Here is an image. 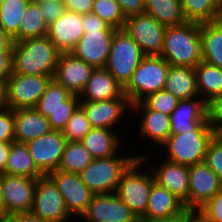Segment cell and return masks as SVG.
<instances>
[{"instance_id": "obj_26", "label": "cell", "mask_w": 222, "mask_h": 222, "mask_svg": "<svg viewBox=\"0 0 222 222\" xmlns=\"http://www.w3.org/2000/svg\"><path fill=\"white\" fill-rule=\"evenodd\" d=\"M120 132L105 128H92L81 142L94 159L115 156L120 151H124L121 149L125 143L122 138L124 134Z\"/></svg>"}, {"instance_id": "obj_44", "label": "cell", "mask_w": 222, "mask_h": 222, "mask_svg": "<svg viewBox=\"0 0 222 222\" xmlns=\"http://www.w3.org/2000/svg\"><path fill=\"white\" fill-rule=\"evenodd\" d=\"M39 7L41 9L44 20L49 26L53 23L62 13L65 11V7L62 1L58 0H48L44 2H39Z\"/></svg>"}, {"instance_id": "obj_33", "label": "cell", "mask_w": 222, "mask_h": 222, "mask_svg": "<svg viewBox=\"0 0 222 222\" xmlns=\"http://www.w3.org/2000/svg\"><path fill=\"white\" fill-rule=\"evenodd\" d=\"M186 21L207 23L216 21L222 11V0H181Z\"/></svg>"}, {"instance_id": "obj_11", "label": "cell", "mask_w": 222, "mask_h": 222, "mask_svg": "<svg viewBox=\"0 0 222 222\" xmlns=\"http://www.w3.org/2000/svg\"><path fill=\"white\" fill-rule=\"evenodd\" d=\"M80 106L85 111L92 128L118 131L117 127L127 124L124 118L131 116V104L125 94L105 101H80Z\"/></svg>"}, {"instance_id": "obj_40", "label": "cell", "mask_w": 222, "mask_h": 222, "mask_svg": "<svg viewBox=\"0 0 222 222\" xmlns=\"http://www.w3.org/2000/svg\"><path fill=\"white\" fill-rule=\"evenodd\" d=\"M204 162L222 181V134H215L211 139Z\"/></svg>"}, {"instance_id": "obj_3", "label": "cell", "mask_w": 222, "mask_h": 222, "mask_svg": "<svg viewBox=\"0 0 222 222\" xmlns=\"http://www.w3.org/2000/svg\"><path fill=\"white\" fill-rule=\"evenodd\" d=\"M154 182L153 174L148 165L146 166V162L141 157H137L122 174L115 194L138 219H142L146 215Z\"/></svg>"}, {"instance_id": "obj_27", "label": "cell", "mask_w": 222, "mask_h": 222, "mask_svg": "<svg viewBox=\"0 0 222 222\" xmlns=\"http://www.w3.org/2000/svg\"><path fill=\"white\" fill-rule=\"evenodd\" d=\"M184 203L165 187L156 182L151 187L146 215L142 219H156L181 213Z\"/></svg>"}, {"instance_id": "obj_56", "label": "cell", "mask_w": 222, "mask_h": 222, "mask_svg": "<svg viewBox=\"0 0 222 222\" xmlns=\"http://www.w3.org/2000/svg\"><path fill=\"white\" fill-rule=\"evenodd\" d=\"M0 222H15L10 216L0 218Z\"/></svg>"}, {"instance_id": "obj_30", "label": "cell", "mask_w": 222, "mask_h": 222, "mask_svg": "<svg viewBox=\"0 0 222 222\" xmlns=\"http://www.w3.org/2000/svg\"><path fill=\"white\" fill-rule=\"evenodd\" d=\"M202 61L222 69V26L217 22L200 24Z\"/></svg>"}, {"instance_id": "obj_7", "label": "cell", "mask_w": 222, "mask_h": 222, "mask_svg": "<svg viewBox=\"0 0 222 222\" xmlns=\"http://www.w3.org/2000/svg\"><path fill=\"white\" fill-rule=\"evenodd\" d=\"M145 56L123 28L116 29L105 69L124 87Z\"/></svg>"}, {"instance_id": "obj_41", "label": "cell", "mask_w": 222, "mask_h": 222, "mask_svg": "<svg viewBox=\"0 0 222 222\" xmlns=\"http://www.w3.org/2000/svg\"><path fill=\"white\" fill-rule=\"evenodd\" d=\"M207 122L216 134H222V94L206 103Z\"/></svg>"}, {"instance_id": "obj_37", "label": "cell", "mask_w": 222, "mask_h": 222, "mask_svg": "<svg viewBox=\"0 0 222 222\" xmlns=\"http://www.w3.org/2000/svg\"><path fill=\"white\" fill-rule=\"evenodd\" d=\"M92 13L116 29H122L126 21L116 0H94Z\"/></svg>"}, {"instance_id": "obj_9", "label": "cell", "mask_w": 222, "mask_h": 222, "mask_svg": "<svg viewBox=\"0 0 222 222\" xmlns=\"http://www.w3.org/2000/svg\"><path fill=\"white\" fill-rule=\"evenodd\" d=\"M52 78L12 73L6 81V103L13 110L35 108Z\"/></svg>"}, {"instance_id": "obj_29", "label": "cell", "mask_w": 222, "mask_h": 222, "mask_svg": "<svg viewBox=\"0 0 222 222\" xmlns=\"http://www.w3.org/2000/svg\"><path fill=\"white\" fill-rule=\"evenodd\" d=\"M3 173L5 175L24 176L32 179L44 176L35 165L26 143H18L15 141L10 142V152Z\"/></svg>"}, {"instance_id": "obj_43", "label": "cell", "mask_w": 222, "mask_h": 222, "mask_svg": "<svg viewBox=\"0 0 222 222\" xmlns=\"http://www.w3.org/2000/svg\"><path fill=\"white\" fill-rule=\"evenodd\" d=\"M199 210L210 222H222V190L216 193Z\"/></svg>"}, {"instance_id": "obj_51", "label": "cell", "mask_w": 222, "mask_h": 222, "mask_svg": "<svg viewBox=\"0 0 222 222\" xmlns=\"http://www.w3.org/2000/svg\"><path fill=\"white\" fill-rule=\"evenodd\" d=\"M10 152V142H0V171H4Z\"/></svg>"}, {"instance_id": "obj_34", "label": "cell", "mask_w": 222, "mask_h": 222, "mask_svg": "<svg viewBox=\"0 0 222 222\" xmlns=\"http://www.w3.org/2000/svg\"><path fill=\"white\" fill-rule=\"evenodd\" d=\"M30 0H5L0 5V29L13 42L19 41V25Z\"/></svg>"}, {"instance_id": "obj_2", "label": "cell", "mask_w": 222, "mask_h": 222, "mask_svg": "<svg viewBox=\"0 0 222 222\" xmlns=\"http://www.w3.org/2000/svg\"><path fill=\"white\" fill-rule=\"evenodd\" d=\"M170 65L195 68L202 61L200 24L166 27L161 55Z\"/></svg>"}, {"instance_id": "obj_8", "label": "cell", "mask_w": 222, "mask_h": 222, "mask_svg": "<svg viewBox=\"0 0 222 222\" xmlns=\"http://www.w3.org/2000/svg\"><path fill=\"white\" fill-rule=\"evenodd\" d=\"M79 105L80 99L78 95L71 94L52 79L35 109L48 119L52 130L63 131Z\"/></svg>"}, {"instance_id": "obj_4", "label": "cell", "mask_w": 222, "mask_h": 222, "mask_svg": "<svg viewBox=\"0 0 222 222\" xmlns=\"http://www.w3.org/2000/svg\"><path fill=\"white\" fill-rule=\"evenodd\" d=\"M123 154L125 152L122 155L119 152L118 156L95 158L79 173L81 180L95 195L116 192L122 174L138 157L135 153L131 156Z\"/></svg>"}, {"instance_id": "obj_13", "label": "cell", "mask_w": 222, "mask_h": 222, "mask_svg": "<svg viewBox=\"0 0 222 222\" xmlns=\"http://www.w3.org/2000/svg\"><path fill=\"white\" fill-rule=\"evenodd\" d=\"M123 29L137 43L142 52L148 55H161L166 26L146 13L126 18Z\"/></svg>"}, {"instance_id": "obj_15", "label": "cell", "mask_w": 222, "mask_h": 222, "mask_svg": "<svg viewBox=\"0 0 222 222\" xmlns=\"http://www.w3.org/2000/svg\"><path fill=\"white\" fill-rule=\"evenodd\" d=\"M67 140L62 131L50 130L47 134L26 142L37 168L44 174L58 170Z\"/></svg>"}, {"instance_id": "obj_12", "label": "cell", "mask_w": 222, "mask_h": 222, "mask_svg": "<svg viewBox=\"0 0 222 222\" xmlns=\"http://www.w3.org/2000/svg\"><path fill=\"white\" fill-rule=\"evenodd\" d=\"M137 153L138 157H141L145 162H147L146 165L149 166L153 174L154 181L158 185L165 187L167 190L173 193L178 199H180L184 203L185 207L188 209V194L190 180L189 166L170 162L166 159H163L162 156H159L161 158H157V163L159 165L157 163H155L154 165L149 160L152 158L149 155L151 153H143V155L141 153L139 154L138 151ZM158 159H162L161 162Z\"/></svg>"}, {"instance_id": "obj_53", "label": "cell", "mask_w": 222, "mask_h": 222, "mask_svg": "<svg viewBox=\"0 0 222 222\" xmlns=\"http://www.w3.org/2000/svg\"><path fill=\"white\" fill-rule=\"evenodd\" d=\"M13 51V41L0 29V52Z\"/></svg>"}, {"instance_id": "obj_16", "label": "cell", "mask_w": 222, "mask_h": 222, "mask_svg": "<svg viewBox=\"0 0 222 222\" xmlns=\"http://www.w3.org/2000/svg\"><path fill=\"white\" fill-rule=\"evenodd\" d=\"M79 222H137L139 219L131 209L115 194L93 196Z\"/></svg>"}, {"instance_id": "obj_36", "label": "cell", "mask_w": 222, "mask_h": 222, "mask_svg": "<svg viewBox=\"0 0 222 222\" xmlns=\"http://www.w3.org/2000/svg\"><path fill=\"white\" fill-rule=\"evenodd\" d=\"M93 159L81 141H67L58 170L79 174Z\"/></svg>"}, {"instance_id": "obj_28", "label": "cell", "mask_w": 222, "mask_h": 222, "mask_svg": "<svg viewBox=\"0 0 222 222\" xmlns=\"http://www.w3.org/2000/svg\"><path fill=\"white\" fill-rule=\"evenodd\" d=\"M164 89L178 100L199 96L195 68L170 65Z\"/></svg>"}, {"instance_id": "obj_32", "label": "cell", "mask_w": 222, "mask_h": 222, "mask_svg": "<svg viewBox=\"0 0 222 222\" xmlns=\"http://www.w3.org/2000/svg\"><path fill=\"white\" fill-rule=\"evenodd\" d=\"M144 13L153 16L160 24L169 27L186 22L181 0H144Z\"/></svg>"}, {"instance_id": "obj_10", "label": "cell", "mask_w": 222, "mask_h": 222, "mask_svg": "<svg viewBox=\"0 0 222 222\" xmlns=\"http://www.w3.org/2000/svg\"><path fill=\"white\" fill-rule=\"evenodd\" d=\"M30 212L47 222L75 220L67 211L63 196L56 184L48 175L37 178L34 202Z\"/></svg>"}, {"instance_id": "obj_39", "label": "cell", "mask_w": 222, "mask_h": 222, "mask_svg": "<svg viewBox=\"0 0 222 222\" xmlns=\"http://www.w3.org/2000/svg\"><path fill=\"white\" fill-rule=\"evenodd\" d=\"M148 109L171 115L179 100L169 91L162 89L148 95L141 101Z\"/></svg>"}, {"instance_id": "obj_46", "label": "cell", "mask_w": 222, "mask_h": 222, "mask_svg": "<svg viewBox=\"0 0 222 222\" xmlns=\"http://www.w3.org/2000/svg\"><path fill=\"white\" fill-rule=\"evenodd\" d=\"M125 18L144 13V0H116Z\"/></svg>"}, {"instance_id": "obj_52", "label": "cell", "mask_w": 222, "mask_h": 222, "mask_svg": "<svg viewBox=\"0 0 222 222\" xmlns=\"http://www.w3.org/2000/svg\"><path fill=\"white\" fill-rule=\"evenodd\" d=\"M141 222H183V211L179 214L156 219H140Z\"/></svg>"}, {"instance_id": "obj_25", "label": "cell", "mask_w": 222, "mask_h": 222, "mask_svg": "<svg viewBox=\"0 0 222 222\" xmlns=\"http://www.w3.org/2000/svg\"><path fill=\"white\" fill-rule=\"evenodd\" d=\"M51 129L49 121L35 108L14 110V139L26 143L47 134Z\"/></svg>"}, {"instance_id": "obj_57", "label": "cell", "mask_w": 222, "mask_h": 222, "mask_svg": "<svg viewBox=\"0 0 222 222\" xmlns=\"http://www.w3.org/2000/svg\"><path fill=\"white\" fill-rule=\"evenodd\" d=\"M216 21L222 26V11L219 13V15L217 16Z\"/></svg>"}, {"instance_id": "obj_55", "label": "cell", "mask_w": 222, "mask_h": 222, "mask_svg": "<svg viewBox=\"0 0 222 222\" xmlns=\"http://www.w3.org/2000/svg\"><path fill=\"white\" fill-rule=\"evenodd\" d=\"M3 177H4V173L0 171V218H5L8 216L5 211V205H4L3 196H2Z\"/></svg>"}, {"instance_id": "obj_49", "label": "cell", "mask_w": 222, "mask_h": 222, "mask_svg": "<svg viewBox=\"0 0 222 222\" xmlns=\"http://www.w3.org/2000/svg\"><path fill=\"white\" fill-rule=\"evenodd\" d=\"M183 222H210L199 209L183 210Z\"/></svg>"}, {"instance_id": "obj_19", "label": "cell", "mask_w": 222, "mask_h": 222, "mask_svg": "<svg viewBox=\"0 0 222 222\" xmlns=\"http://www.w3.org/2000/svg\"><path fill=\"white\" fill-rule=\"evenodd\" d=\"M37 179L24 176L5 175L2 182V196L8 216L30 212L34 202Z\"/></svg>"}, {"instance_id": "obj_24", "label": "cell", "mask_w": 222, "mask_h": 222, "mask_svg": "<svg viewBox=\"0 0 222 222\" xmlns=\"http://www.w3.org/2000/svg\"><path fill=\"white\" fill-rule=\"evenodd\" d=\"M123 94V86L105 68H95L79 94V99L105 101L121 97Z\"/></svg>"}, {"instance_id": "obj_14", "label": "cell", "mask_w": 222, "mask_h": 222, "mask_svg": "<svg viewBox=\"0 0 222 222\" xmlns=\"http://www.w3.org/2000/svg\"><path fill=\"white\" fill-rule=\"evenodd\" d=\"M48 176L63 196L69 214L79 219L95 194L85 185L78 173L56 170Z\"/></svg>"}, {"instance_id": "obj_1", "label": "cell", "mask_w": 222, "mask_h": 222, "mask_svg": "<svg viewBox=\"0 0 222 222\" xmlns=\"http://www.w3.org/2000/svg\"><path fill=\"white\" fill-rule=\"evenodd\" d=\"M60 53L47 36L13 42L12 73L53 79Z\"/></svg>"}, {"instance_id": "obj_18", "label": "cell", "mask_w": 222, "mask_h": 222, "mask_svg": "<svg viewBox=\"0 0 222 222\" xmlns=\"http://www.w3.org/2000/svg\"><path fill=\"white\" fill-rule=\"evenodd\" d=\"M206 109V102L199 96L179 100L177 107L170 115L171 133L213 131L207 122Z\"/></svg>"}, {"instance_id": "obj_54", "label": "cell", "mask_w": 222, "mask_h": 222, "mask_svg": "<svg viewBox=\"0 0 222 222\" xmlns=\"http://www.w3.org/2000/svg\"><path fill=\"white\" fill-rule=\"evenodd\" d=\"M6 107V81H0V110Z\"/></svg>"}, {"instance_id": "obj_17", "label": "cell", "mask_w": 222, "mask_h": 222, "mask_svg": "<svg viewBox=\"0 0 222 222\" xmlns=\"http://www.w3.org/2000/svg\"><path fill=\"white\" fill-rule=\"evenodd\" d=\"M132 115L141 120L135 124L138 125L137 134L142 141L149 140L154 145L152 148H160L166 142L171 134L170 115L148 109L142 102L131 105V119Z\"/></svg>"}, {"instance_id": "obj_5", "label": "cell", "mask_w": 222, "mask_h": 222, "mask_svg": "<svg viewBox=\"0 0 222 222\" xmlns=\"http://www.w3.org/2000/svg\"><path fill=\"white\" fill-rule=\"evenodd\" d=\"M169 66L160 55L145 56L123 87L130 104L139 103L148 95L164 89Z\"/></svg>"}, {"instance_id": "obj_42", "label": "cell", "mask_w": 222, "mask_h": 222, "mask_svg": "<svg viewBox=\"0 0 222 222\" xmlns=\"http://www.w3.org/2000/svg\"><path fill=\"white\" fill-rule=\"evenodd\" d=\"M14 110H0V142H14Z\"/></svg>"}, {"instance_id": "obj_58", "label": "cell", "mask_w": 222, "mask_h": 222, "mask_svg": "<svg viewBox=\"0 0 222 222\" xmlns=\"http://www.w3.org/2000/svg\"><path fill=\"white\" fill-rule=\"evenodd\" d=\"M31 1L39 3V2H44V1H48V0H31ZM58 1H62V0H58Z\"/></svg>"}, {"instance_id": "obj_48", "label": "cell", "mask_w": 222, "mask_h": 222, "mask_svg": "<svg viewBox=\"0 0 222 222\" xmlns=\"http://www.w3.org/2000/svg\"><path fill=\"white\" fill-rule=\"evenodd\" d=\"M13 72V51L0 52V81H7Z\"/></svg>"}, {"instance_id": "obj_38", "label": "cell", "mask_w": 222, "mask_h": 222, "mask_svg": "<svg viewBox=\"0 0 222 222\" xmlns=\"http://www.w3.org/2000/svg\"><path fill=\"white\" fill-rule=\"evenodd\" d=\"M91 129L86 113L79 105L68 120L62 133L67 141H81Z\"/></svg>"}, {"instance_id": "obj_6", "label": "cell", "mask_w": 222, "mask_h": 222, "mask_svg": "<svg viewBox=\"0 0 222 222\" xmlns=\"http://www.w3.org/2000/svg\"><path fill=\"white\" fill-rule=\"evenodd\" d=\"M214 131H190L183 134L171 133L161 146L162 158L178 164L191 166L205 160L208 145ZM164 152H166L164 154Z\"/></svg>"}, {"instance_id": "obj_20", "label": "cell", "mask_w": 222, "mask_h": 222, "mask_svg": "<svg viewBox=\"0 0 222 222\" xmlns=\"http://www.w3.org/2000/svg\"><path fill=\"white\" fill-rule=\"evenodd\" d=\"M115 30L87 31L71 53L94 68H105Z\"/></svg>"}, {"instance_id": "obj_45", "label": "cell", "mask_w": 222, "mask_h": 222, "mask_svg": "<svg viewBox=\"0 0 222 222\" xmlns=\"http://www.w3.org/2000/svg\"><path fill=\"white\" fill-rule=\"evenodd\" d=\"M82 25L84 32L94 30H116V28L107 24L99 16L92 12L82 15Z\"/></svg>"}, {"instance_id": "obj_31", "label": "cell", "mask_w": 222, "mask_h": 222, "mask_svg": "<svg viewBox=\"0 0 222 222\" xmlns=\"http://www.w3.org/2000/svg\"><path fill=\"white\" fill-rule=\"evenodd\" d=\"M196 82L199 97L208 103L222 94V69L201 61L196 67Z\"/></svg>"}, {"instance_id": "obj_35", "label": "cell", "mask_w": 222, "mask_h": 222, "mask_svg": "<svg viewBox=\"0 0 222 222\" xmlns=\"http://www.w3.org/2000/svg\"><path fill=\"white\" fill-rule=\"evenodd\" d=\"M48 25L39 4L29 1L19 25V41L47 36Z\"/></svg>"}, {"instance_id": "obj_47", "label": "cell", "mask_w": 222, "mask_h": 222, "mask_svg": "<svg viewBox=\"0 0 222 222\" xmlns=\"http://www.w3.org/2000/svg\"><path fill=\"white\" fill-rule=\"evenodd\" d=\"M62 2L65 10L83 15L92 12L94 0H62Z\"/></svg>"}, {"instance_id": "obj_23", "label": "cell", "mask_w": 222, "mask_h": 222, "mask_svg": "<svg viewBox=\"0 0 222 222\" xmlns=\"http://www.w3.org/2000/svg\"><path fill=\"white\" fill-rule=\"evenodd\" d=\"M84 33L82 14L65 10L48 26L47 37L61 53H70Z\"/></svg>"}, {"instance_id": "obj_21", "label": "cell", "mask_w": 222, "mask_h": 222, "mask_svg": "<svg viewBox=\"0 0 222 222\" xmlns=\"http://www.w3.org/2000/svg\"><path fill=\"white\" fill-rule=\"evenodd\" d=\"M94 69L92 65L76 58L71 52L60 53L53 80L71 94L79 96Z\"/></svg>"}, {"instance_id": "obj_22", "label": "cell", "mask_w": 222, "mask_h": 222, "mask_svg": "<svg viewBox=\"0 0 222 222\" xmlns=\"http://www.w3.org/2000/svg\"><path fill=\"white\" fill-rule=\"evenodd\" d=\"M188 209H199L221 191V180L205 162L189 166Z\"/></svg>"}, {"instance_id": "obj_50", "label": "cell", "mask_w": 222, "mask_h": 222, "mask_svg": "<svg viewBox=\"0 0 222 222\" xmlns=\"http://www.w3.org/2000/svg\"><path fill=\"white\" fill-rule=\"evenodd\" d=\"M15 222H47L32 214L31 212L16 213L10 215Z\"/></svg>"}]
</instances>
